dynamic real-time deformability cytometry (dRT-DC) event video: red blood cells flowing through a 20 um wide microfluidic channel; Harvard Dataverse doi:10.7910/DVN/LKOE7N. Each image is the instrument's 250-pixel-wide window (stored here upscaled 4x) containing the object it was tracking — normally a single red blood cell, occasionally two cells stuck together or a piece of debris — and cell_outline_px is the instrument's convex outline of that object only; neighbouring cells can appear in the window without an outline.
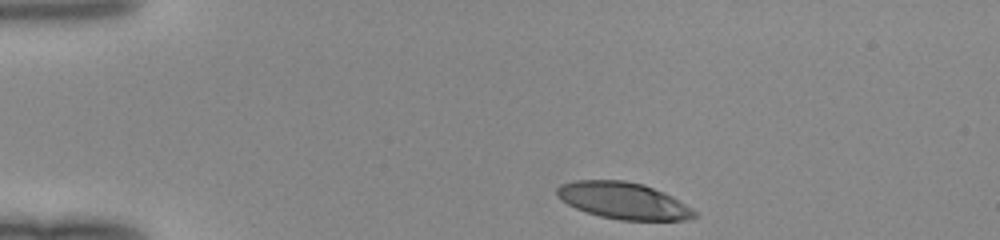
{"species": "human", "species_latin": "Homo sapiens", "temperature_condition": "room temperature", "stored_images_in_passage": 34, "camera_frame_rate_fps": 3000, "um_per_image_px": 0.085, "donor": {"sex": "female"}, "frame": {"image": 1, "passage_image": 1, "time_ms": 0.0, "image_size_px": [1000, 240], "cell_outline_px": [[696, 216], [692, 220], [620, 220], [600, 216], [576, 208], [568, 204], [556, 192], [556, 188], [560, 184], [576, 180], [624, 180], [644, 184], [664, 192], [680, 200], [692, 208], [696, 212]], "centroid_in_image_um": [53.04, 17.05], "position_along_channel_um": 32.0, "area_um2": 29.36}}
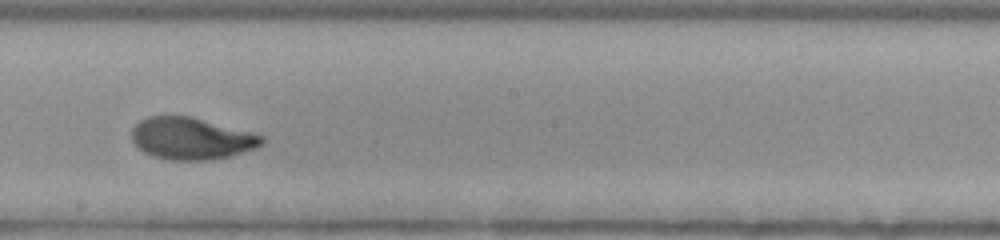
{"frame": {"image": 2, "passage_image": 20, "time_ms": 6.333, "image_size_px": [1000, 240], "cell_outline_px": [[264, 144], [256, 148], [228, 156], [208, 160], [168, 160], [152, 156], [136, 148], [132, 140], [132, 128], [140, 120], [148, 116], [192, 116], [252, 132], [264, 136]], "centroid_in_image_um": [16.25, 11.77], "position_along_channel_um": 231.9, "area_um2": 32.02}}
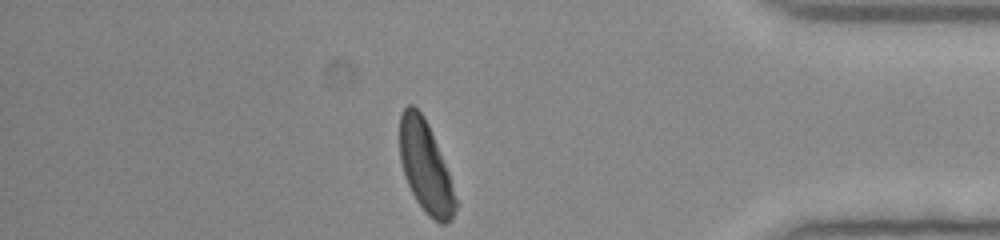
{"frame": {"image": 3, "passage_image": 34, "time_ms": 11.0, "image_size_px": [1000, 240], "cell_outline_px": [[456, 208], [448, 224], [440, 224], [432, 220], [424, 212], [416, 200], [408, 184], [400, 160], [400, 112], [408, 104], [412, 104], [424, 116], [428, 124], [448, 172], [456, 200]], "centroid_in_image_um": [36.15, 14.2], "position_along_channel_um": 399.0, "area_um2": 29.3}}